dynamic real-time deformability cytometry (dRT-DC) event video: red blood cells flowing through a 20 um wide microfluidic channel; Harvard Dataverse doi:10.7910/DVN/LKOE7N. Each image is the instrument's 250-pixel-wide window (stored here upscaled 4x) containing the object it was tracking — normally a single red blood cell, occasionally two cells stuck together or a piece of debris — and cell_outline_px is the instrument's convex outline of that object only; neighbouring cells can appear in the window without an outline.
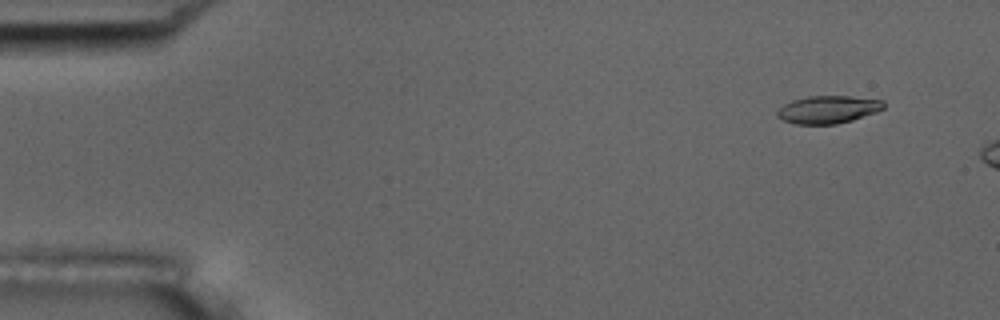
{"species": "common noctule bat (a hibernating species)", "species_latin": "Nyctalus noctula", "temperature_condition": "room temperature", "stored_images_in_passage": 8, "camera_frame_rate_fps": 3000, "um_per_image_px": 0.085, "animal": {"sex": "male", "body_mass_g": 17.5, "forearm_length_mm": 52.3}, "frame": {"image": 1, "passage_image": 1, "time_ms": 0.0, "image_size_px": [1000, 320], "cell_outline_px": [[884, 108], [876, 112], [852, 120], [836, 124], [796, 124], [784, 120], [776, 116], [776, 112], [784, 104], [792, 100], [808, 96], [848, 96], [884, 100]], "centroid_in_image_um": [70.38, 9.3], "position_along_channel_um": 14.6, "area_um2": 17.11}}